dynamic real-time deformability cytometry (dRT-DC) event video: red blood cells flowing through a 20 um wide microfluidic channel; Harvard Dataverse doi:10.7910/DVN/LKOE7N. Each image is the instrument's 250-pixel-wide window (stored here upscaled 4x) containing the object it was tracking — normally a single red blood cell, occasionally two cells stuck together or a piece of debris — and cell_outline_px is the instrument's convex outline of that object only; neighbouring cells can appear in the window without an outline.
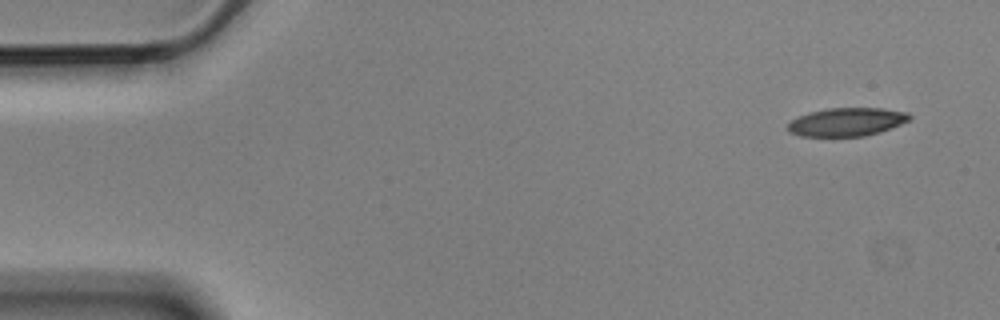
{"species": "Egyptian fruit bat (a non-hibernating species)", "species_latin": "Rousettus aegyptiacus", "temperature_condition": "cold", "stored_images_in_passage": 6, "camera_frame_rate_fps": 3000, "um_per_image_px": 0.085, "animal": {"sex": "male"}, "frame": {"image": 1, "passage_image": 1, "time_ms": 0.0, "image_size_px": [1000, 320], "cell_outline_px": [[912, 120], [880, 132], [864, 136], [800, 136], [788, 132], [788, 124], [792, 120], [808, 112], [828, 108], [880, 108], [908, 112], [912, 116]], "centroid_in_image_um": [72.01, 10.36], "position_along_channel_um": 13.0, "area_um2": 20.17}}
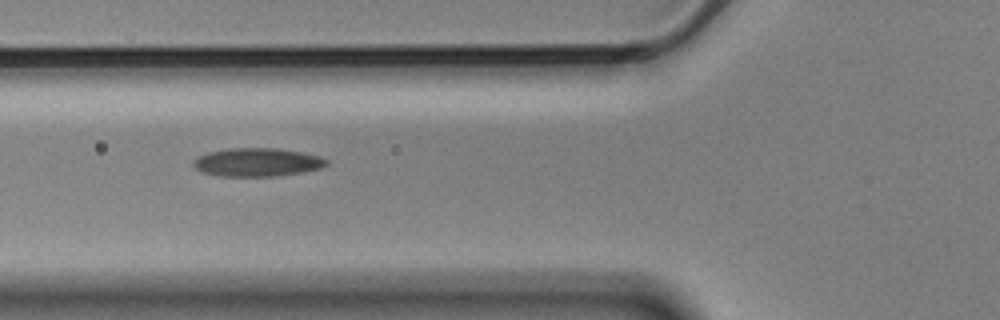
{"frame": {"image": 2, "passage_image": 5, "time_ms": 1.333, "image_size_px": [1000, 320], "cell_outline_px": [[328, 164], [320, 168], [304, 172], [276, 176], [220, 176], [200, 172], [192, 164], [192, 160], [208, 152], [228, 148], [276, 148], [300, 152], [320, 156], [328, 160]], "centroid_in_image_um": [21.85, 13.79], "position_along_channel_um": 104.0, "area_um2": 22.08}}
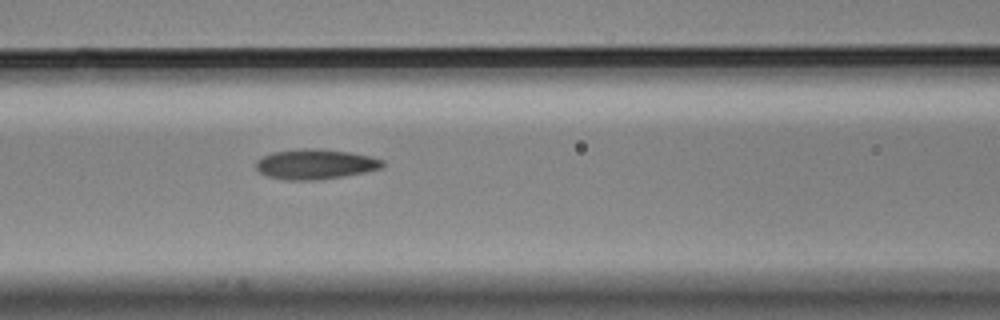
{"frame": {"image": 3, "passage_image": 6, "time_ms": 1.667, "image_size_px": [1000, 320], "cell_outline_px": [[384, 164], [380, 168], [364, 172], [344, 176], [316, 180], [288, 180], [268, 176], [260, 172], [256, 168], [256, 160], [272, 152], [308, 148], [316, 148], [352, 152], [384, 160]], "centroid_in_image_um": [26.8, 13.95], "position_along_channel_um": 139.8, "area_um2": 22.02}}